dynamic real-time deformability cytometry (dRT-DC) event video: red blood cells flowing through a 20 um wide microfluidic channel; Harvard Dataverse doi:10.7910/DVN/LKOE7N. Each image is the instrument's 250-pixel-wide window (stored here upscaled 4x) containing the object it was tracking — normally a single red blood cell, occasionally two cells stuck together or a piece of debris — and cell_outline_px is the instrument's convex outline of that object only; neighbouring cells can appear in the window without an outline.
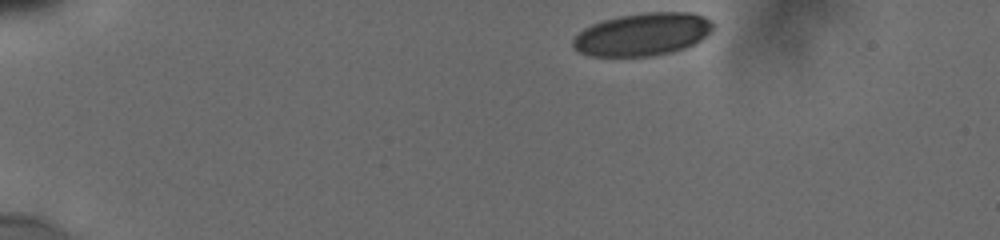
{"species": "human", "species_latin": "Homo sapiens", "temperature_condition": "cold", "stored_images_in_passage": 16, "camera_frame_rate_fps": 3000, "um_per_image_px": 0.085, "donor": {"sex": "male"}, "frame": {"image": 1, "passage_image": 1, "time_ms": 0.0, "image_size_px": [1000, 240], "cell_outline_px": [[712, 28], [696, 44], [672, 52], [652, 56], [588, 56], [572, 48], [572, 40], [584, 28], [592, 24], [604, 20], [620, 16], [648, 12], [692, 12], [704, 16], [712, 20]], "centroid_in_image_um": [54.61, 2.92], "position_along_channel_um": 30.4, "area_um2": 34.85}}
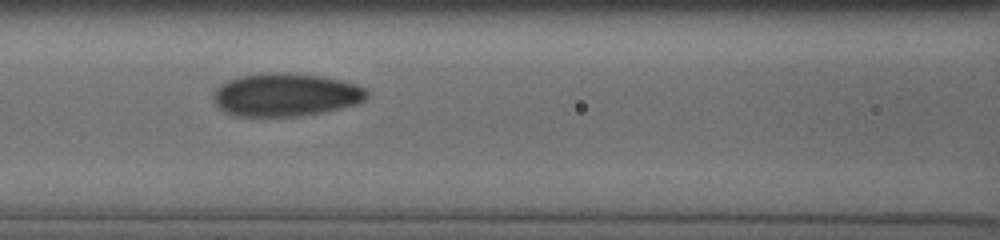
{"frame": {"image": 2, "passage_image": 11, "time_ms": 5.333, "image_size_px": [1000, 240], "cell_outline_px": [[368, 96], [364, 100], [356, 104], [324, 112], [300, 116], [236, 116], [224, 112], [212, 100], [212, 92], [220, 84], [228, 80], [240, 76], [268, 72], [288, 72], [320, 76], [356, 84], [364, 88], [368, 92]], "centroid_in_image_um": [24.24, 8.05], "position_along_channel_um": 142.4, "area_um2": 38.73}}
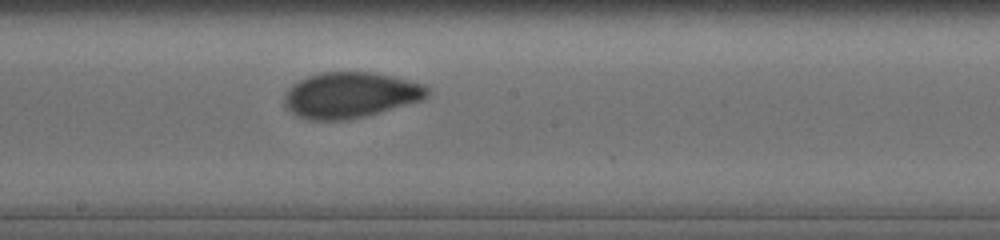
{"frame": {"image": 3, "passage_image": 16, "time_ms": 7.333, "image_size_px": [1000, 240], "cell_outline_px": [[428, 96], [420, 100], [380, 112], [348, 120], [308, 120], [296, 116], [284, 108], [284, 96], [288, 88], [292, 84], [308, 76], [320, 72], [372, 72], [392, 76], [424, 84], [428, 88]], "centroid_in_image_um": [29.72, 8.08], "position_along_channel_um": 218.5, "area_um2": 38.21}}